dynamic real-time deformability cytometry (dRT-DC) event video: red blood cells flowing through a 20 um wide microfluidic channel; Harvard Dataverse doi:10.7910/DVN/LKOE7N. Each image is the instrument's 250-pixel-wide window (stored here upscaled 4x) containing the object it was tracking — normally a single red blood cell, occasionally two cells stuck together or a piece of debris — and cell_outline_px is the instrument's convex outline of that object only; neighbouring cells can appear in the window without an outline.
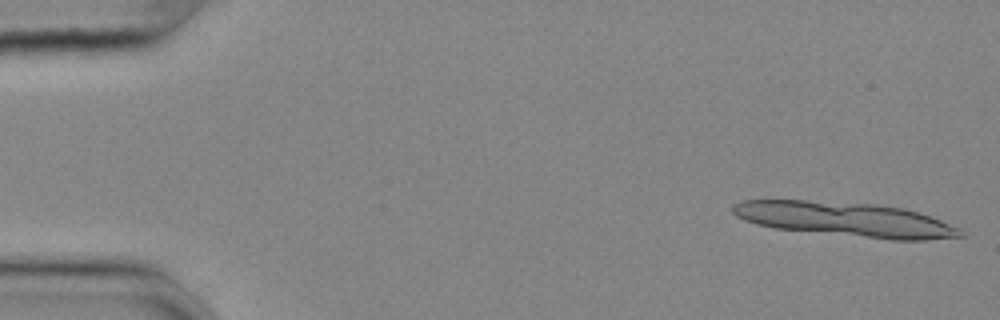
{"species": "common noctule bat (a hibernating species)", "species_latin": "Nyctalus noctula", "temperature_condition": "cold", "stored_images_in_passage": 11, "camera_frame_rate_fps": 3000, "um_per_image_px": 0.085, "animal": {"sex": "female", "body_mass_g": 25.1}, "frame": {"image": 1, "passage_image": 1, "time_ms": 0.0, "image_size_px": [1000, 320], "cell_outline_px": [[964, 236], [924, 240], [888, 240], [776, 228], [756, 224], [744, 220], [736, 216], [732, 212], [732, 204], [740, 200], [804, 200], [876, 204], [904, 208], [940, 220], [960, 228], [964, 232]], "centroid_in_image_um": [71.85, 18.65], "position_along_channel_um": 13.2, "area_um2": 45.66}}